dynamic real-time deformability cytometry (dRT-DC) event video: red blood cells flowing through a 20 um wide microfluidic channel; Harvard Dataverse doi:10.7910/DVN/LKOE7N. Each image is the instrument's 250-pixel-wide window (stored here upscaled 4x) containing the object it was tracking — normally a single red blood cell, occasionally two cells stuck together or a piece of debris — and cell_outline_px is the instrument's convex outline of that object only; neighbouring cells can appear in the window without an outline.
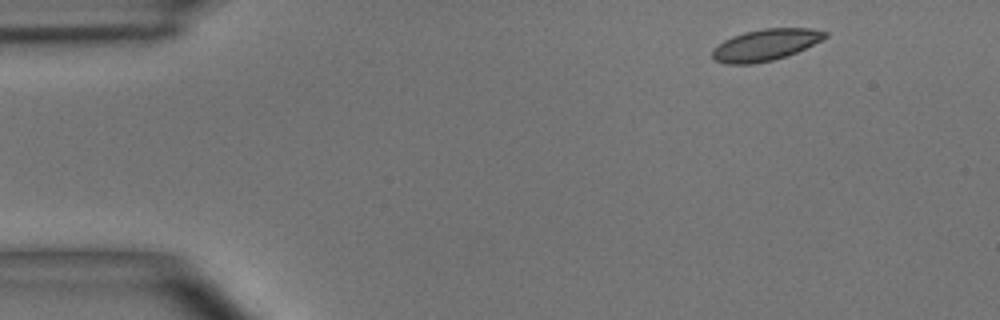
{"species": "common noctule bat (a hibernating species)", "species_latin": "Nyctalus noctula", "temperature_condition": "room temperature", "stored_images_in_passage": 5, "camera_frame_rate_fps": 3000, "um_per_image_px": 0.085, "animal": {"sex": "male", "body_mass_g": 15.6}, "frame": {"image": 1, "passage_image": 1, "time_ms": 0.0, "image_size_px": [1000, 320], "cell_outline_px": [[828, 36], [796, 52], [772, 60], [752, 64], [724, 64], [716, 60], [712, 56], [712, 48], [724, 40], [732, 36], [744, 32], [764, 28], [808, 28], [828, 32]], "centroid_in_image_um": [65.02, 3.81], "position_along_channel_um": 20.0, "area_um2": 20.52}}
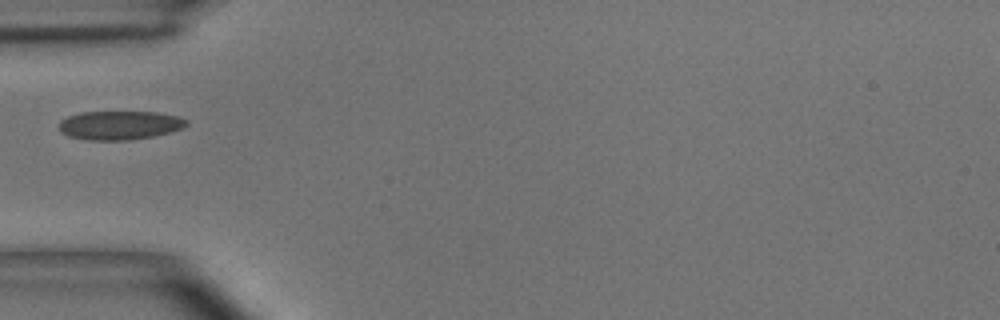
{"frame": {"image": 2, "passage_image": 4, "time_ms": 3.667, "image_size_px": [1000, 320], "cell_outline_px": [[188, 124], [184, 128], [152, 136], [128, 140], [88, 140], [68, 136], [60, 132], [60, 120], [68, 116], [80, 112], [156, 112], [176, 116], [188, 120]], "centroid_in_image_um": [10.15, 10.64], "position_along_channel_um": 74.8, "area_um2": 21.33}}
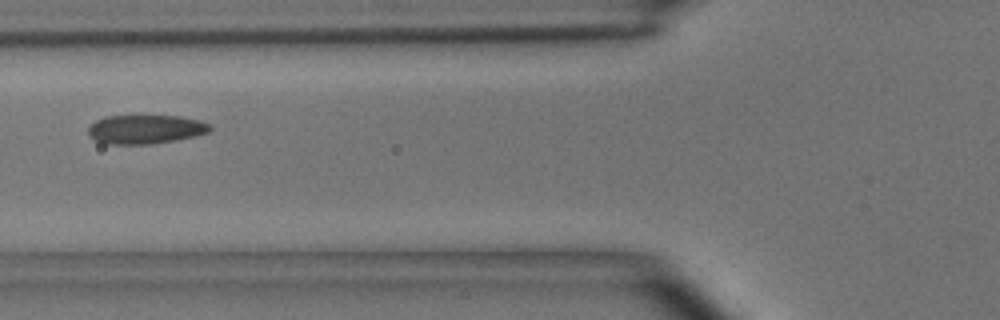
{"frame": {"image": 3, "passage_image": 5, "time_ms": 4.667, "image_size_px": [1000, 320], "cell_outline_px": [[212, 128], [208, 132], [196, 136], [176, 140], [152, 144], [104, 144], [88, 136], [88, 128], [96, 120], [108, 116], [180, 116], [200, 120], [212, 124]], "centroid_in_image_um": [12.39, 10.99], "position_along_channel_um": 113.4, "area_um2": 20.69}}